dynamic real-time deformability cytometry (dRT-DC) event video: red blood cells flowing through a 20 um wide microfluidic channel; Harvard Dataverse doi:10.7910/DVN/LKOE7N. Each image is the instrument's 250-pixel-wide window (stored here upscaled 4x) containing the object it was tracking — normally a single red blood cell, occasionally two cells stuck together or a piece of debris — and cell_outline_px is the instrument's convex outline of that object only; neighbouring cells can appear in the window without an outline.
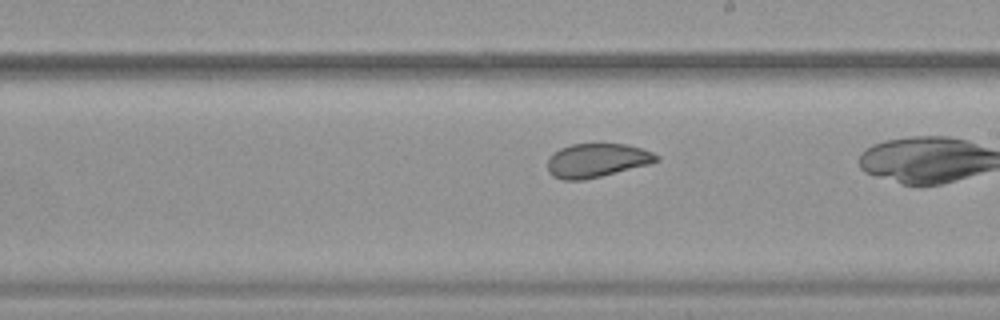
{"species": "common noctule bat (a hibernating species)", "species_latin": "Nyctalus noctula", "temperature_condition": "warm", "stored_images_in_passage": 24, "camera_frame_rate_fps": 3000, "um_per_image_px": 0.085, "animal": {"sex": "female", "body_mass_g": 19.9}, "frame": {"image": 1, "passage_image": 14, "time_ms": 4.333, "image_size_px": [1000, 320], "cell_outline_px": [[660, 160], [648, 164], [584, 180], [564, 180], [552, 176], [548, 172], [548, 160], [560, 148], [572, 144], [624, 144], [640, 148], [652, 152], [660, 156]], "centroid_in_image_um": [50.73, 13.63], "position_along_channel_um": 238.3, "area_um2": 21.15}}
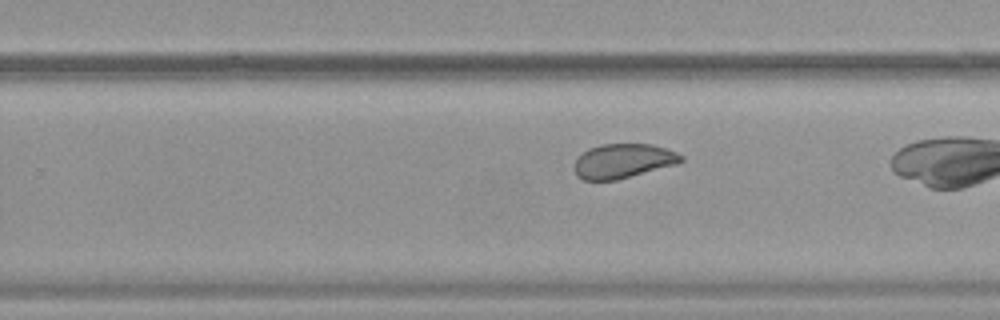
{"frame": {"image": 2, "passage_image": 17, "time_ms": 5.333, "image_size_px": [1000, 320], "cell_outline_px": [[684, 160], [680, 164], [616, 180], [584, 180], [576, 176], [572, 168], [576, 160], [588, 148], [600, 144], [652, 144], [676, 152], [684, 156]], "centroid_in_image_um": [52.98, 13.69], "position_along_channel_um": 276.8, "area_um2": 21.68}}